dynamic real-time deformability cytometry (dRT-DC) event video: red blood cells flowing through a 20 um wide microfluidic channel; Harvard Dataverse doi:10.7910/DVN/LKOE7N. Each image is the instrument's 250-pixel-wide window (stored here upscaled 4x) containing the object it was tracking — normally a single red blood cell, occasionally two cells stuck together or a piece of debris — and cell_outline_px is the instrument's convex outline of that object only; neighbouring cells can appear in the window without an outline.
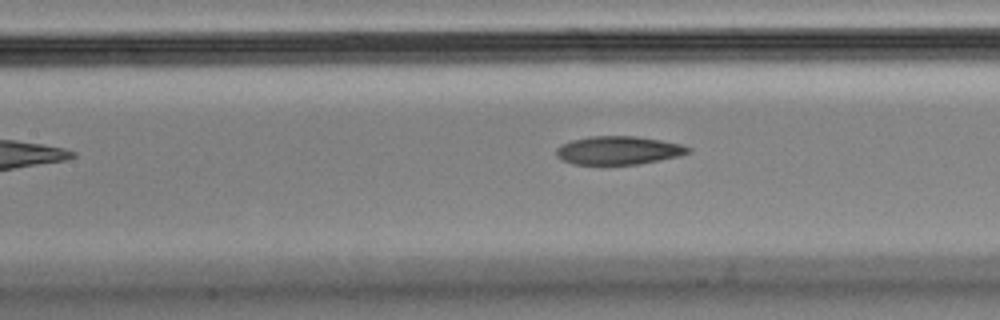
{"species": "Egyptian fruit bat (a non-hibernating species)", "species_latin": "Rousettus aegyptiacus", "temperature_condition": "cold", "stored_images_in_passage": 7, "camera_frame_rate_fps": 3000, "um_per_image_px": 0.085, "animal": {"sex": "male"}, "frame": {"image": 1, "passage_image": 7, "time_ms": 2.0, "image_size_px": [1000, 320], "cell_outline_px": [[692, 152], [680, 156], [636, 164], [572, 164], [556, 156], [556, 148], [572, 140], [588, 136], [636, 136], [660, 140], [680, 144], [692, 148]], "centroid_in_image_um": [52.59, 12.77], "position_along_channel_um": 154.8, "area_um2": 21.68}}